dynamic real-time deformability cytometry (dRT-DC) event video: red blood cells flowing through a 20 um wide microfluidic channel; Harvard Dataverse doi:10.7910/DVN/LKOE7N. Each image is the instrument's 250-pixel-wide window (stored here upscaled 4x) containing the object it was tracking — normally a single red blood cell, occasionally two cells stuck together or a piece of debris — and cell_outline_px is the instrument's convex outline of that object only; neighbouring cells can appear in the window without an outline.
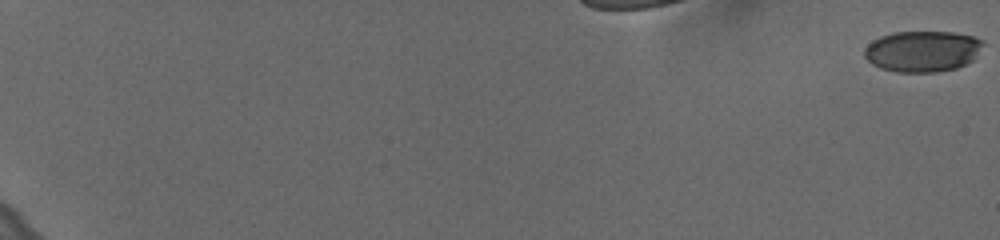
{"species": "human", "species_latin": "Homo sapiens", "temperature_condition": "cold", "stored_images_in_passage": 62, "camera_frame_rate_fps": 3000, "um_per_image_px": 0.085, "donor": {"sex": "female"}, "frame": {"image": 1, "passage_image": 1, "time_ms": 0.0, "image_size_px": [1000, 240], "cell_outline_px": [[984, 44], [972, 60], [956, 68], [936, 72], [896, 72], [880, 68], [872, 64], [864, 56], [864, 48], [872, 40], [880, 36], [892, 32], [952, 32], [972, 36], [984, 40]], "centroid_in_image_um": [78.38, 4.35], "position_along_channel_um": 6.6, "area_um2": 28.44}}
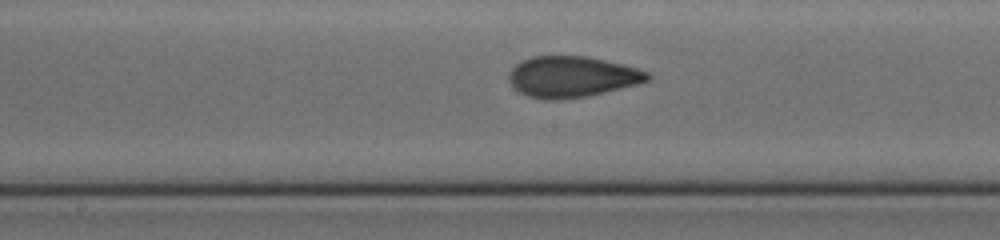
{"frame": {"image": 2, "passage_image": 37, "time_ms": 12.0, "image_size_px": [1000, 240], "cell_outline_px": [[652, 76], [648, 80], [640, 84], [588, 96], [556, 100], [552, 100], [528, 96], [520, 92], [508, 80], [508, 76], [512, 68], [516, 64], [532, 56], [588, 56], [636, 68], [648, 72]], "centroid_in_image_um": [48.63, 6.53], "position_along_channel_um": 199.6, "area_um2": 32.95}}
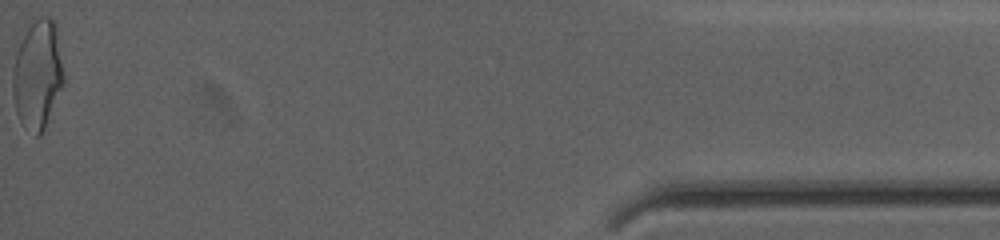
{"frame": {"image": 3, "passage_image": 62, "time_ms": 20.333, "image_size_px": [1000, 240], "cell_outline_px": [[64, 84], [44, 128], [40, 136], [36, 136], [24, 128], [16, 112], [12, 92], [12, 72], [16, 56], [20, 44], [28, 28], [40, 16], [48, 16], [56, 24], [64, 76]], "centroid_in_image_um": [3.2, 6.38], "position_along_channel_um": 432.0, "area_um2": 32.14}, "authors_computed_cell_mechanics": {"area_um2": 31.5299, "velocity_mm_per_s": 3.6378, "shape_relaxation_time_tau1_ms": null, "shape_relaxation_time_tau2_ms": 1.1817, "deformation_change_tau1": null, "deformation_change_tau2": 0.072}}